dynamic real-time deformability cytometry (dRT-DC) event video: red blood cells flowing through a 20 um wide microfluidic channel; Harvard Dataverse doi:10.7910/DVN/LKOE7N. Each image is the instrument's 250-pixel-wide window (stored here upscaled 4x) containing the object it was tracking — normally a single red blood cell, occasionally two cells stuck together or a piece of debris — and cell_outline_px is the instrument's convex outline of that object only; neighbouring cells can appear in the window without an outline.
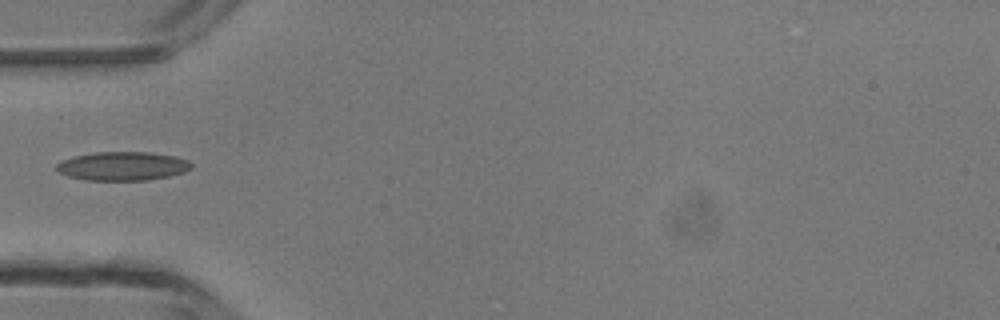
{"species": "common noctule bat (a hibernating species)", "species_latin": "Nyctalus noctula", "temperature_condition": "room temperature", "stored_images_in_passage": 3, "camera_frame_rate_fps": 3000, "um_per_image_px": 0.085, "animal": {"sex": "male", "body_mass_g": 13.3}, "frame": {"image": 1, "passage_image": 3, "time_ms": 2.333, "image_size_px": [1000, 320], "cell_outline_px": [[192, 168], [184, 172], [168, 176], [148, 180], [84, 180], [68, 176], [60, 172], [56, 168], [56, 164], [60, 160], [72, 156], [96, 152], [148, 152], [172, 156], [188, 160], [192, 164]], "centroid_in_image_um": [10.39, 14.12], "position_along_channel_um": 74.6, "area_um2": 22.6}}